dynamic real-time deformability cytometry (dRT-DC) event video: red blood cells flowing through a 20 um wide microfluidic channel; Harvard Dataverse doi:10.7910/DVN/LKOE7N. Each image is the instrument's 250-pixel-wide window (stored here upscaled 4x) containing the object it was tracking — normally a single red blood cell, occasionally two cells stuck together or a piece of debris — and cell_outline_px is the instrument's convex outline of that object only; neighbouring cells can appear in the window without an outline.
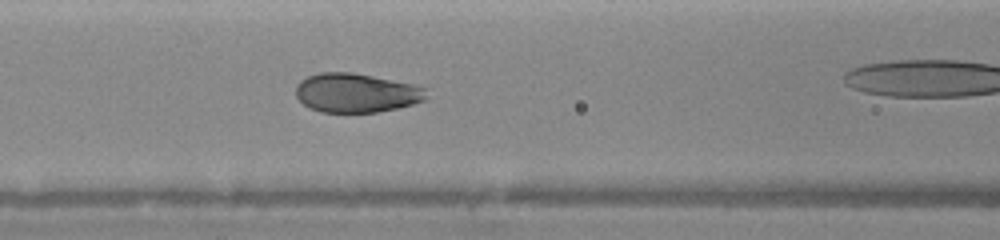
{"species": "human", "species_latin": "Homo sapiens", "temperature_condition": "warm", "stored_images_in_passage": 16, "camera_frame_rate_fps": 3000, "um_per_image_px": 0.085, "donor": {"sex": "female"}, "frame": {"image": 1, "passage_image": 7, "time_ms": 2.333, "image_size_px": [1000, 240], "cell_outline_px": [[428, 96], [424, 100], [412, 104], [396, 108], [376, 112], [320, 112], [308, 108], [296, 96], [296, 84], [300, 80], [308, 76], [320, 72], [352, 72], [416, 84], [428, 88]], "centroid_in_image_um": [30.3, 7.88], "position_along_channel_um": 136.3, "area_um2": 30.06}}